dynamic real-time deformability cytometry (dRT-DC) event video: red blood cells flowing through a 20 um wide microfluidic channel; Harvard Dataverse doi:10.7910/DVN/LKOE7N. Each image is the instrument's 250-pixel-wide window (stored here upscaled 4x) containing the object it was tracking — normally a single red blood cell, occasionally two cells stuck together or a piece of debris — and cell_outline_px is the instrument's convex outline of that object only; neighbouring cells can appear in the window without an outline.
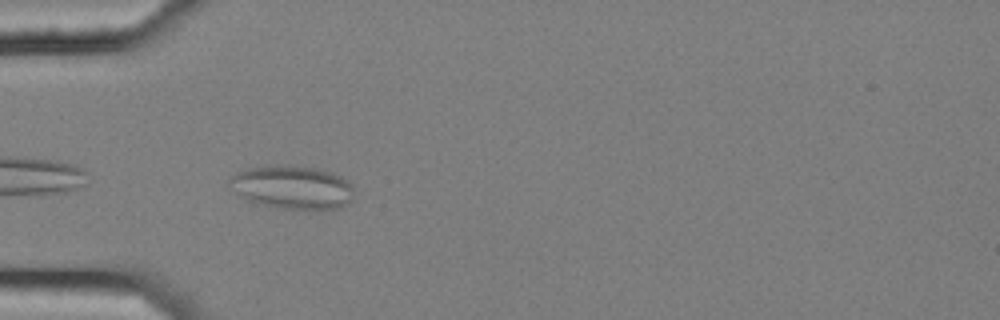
{"species": "common noctule bat (a hibernating species)", "species_latin": "Nyctalus noctula", "temperature_condition": "cold", "stored_images_in_passage": 7, "camera_frame_rate_fps": 3000, "um_per_image_px": 0.085, "animal": {"sex": "female", "body_mass_g": 25.1}, "frame": {"image": 1, "passage_image": 5, "time_ms": 1.333, "image_size_px": [1000, 320], "cell_outline_px": [[352, 200], [348, 204], [340, 208], [280, 208], [256, 204], [240, 196], [228, 180], [236, 172], [248, 168], [268, 164], [288, 164], [312, 168], [332, 172], [340, 176], [352, 184]], "centroid_in_image_um": [24.83, 15.89], "position_along_channel_um": 60.2, "area_um2": 31.44}}
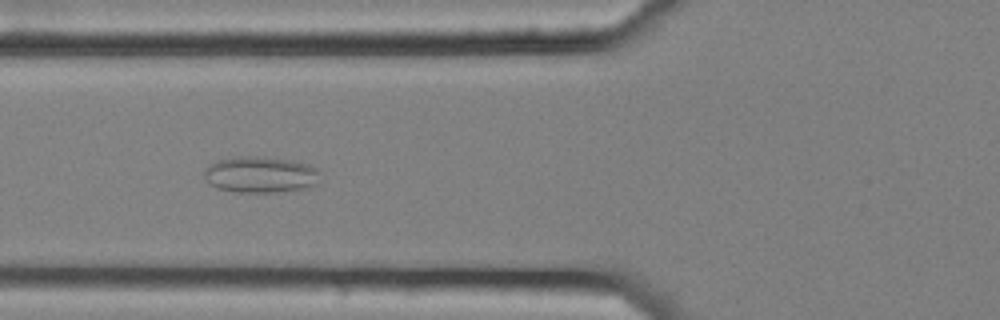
{"frame": {"image": 2, "passage_image": 6, "time_ms": 1.667, "image_size_px": [1000, 320], "cell_outline_px": [[320, 172], [312, 184], [304, 188], [276, 192], [236, 192], [216, 188], [204, 176], [204, 168], [208, 164], [220, 160], [240, 156], [264, 156], [292, 160], [308, 164], [316, 168]], "centroid_in_image_um": [22.09, 14.82], "position_along_channel_um": 103.7, "area_um2": 24.28}}